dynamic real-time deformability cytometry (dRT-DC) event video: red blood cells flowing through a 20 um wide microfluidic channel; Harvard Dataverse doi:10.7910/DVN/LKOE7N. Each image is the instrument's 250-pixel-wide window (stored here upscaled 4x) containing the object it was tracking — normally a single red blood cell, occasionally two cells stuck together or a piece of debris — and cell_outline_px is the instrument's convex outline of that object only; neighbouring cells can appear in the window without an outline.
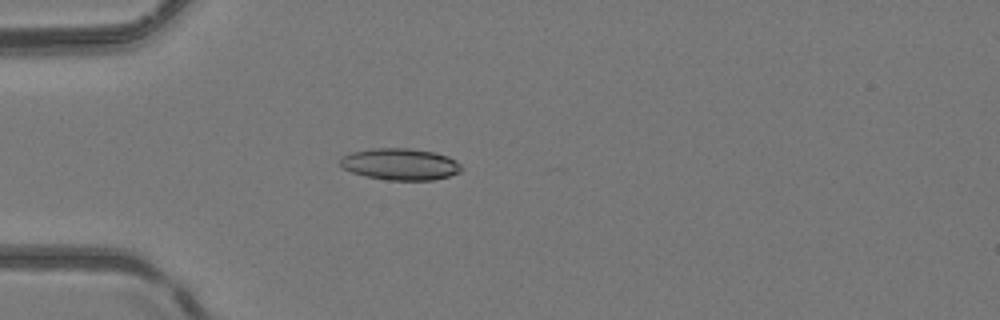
{"species": "common noctule bat (a hibernating species)", "species_latin": "Nyctalus noctula", "temperature_condition": "room temperature", "stored_images_in_passage": 50, "camera_frame_rate_fps": 3000, "um_per_image_px": 0.085, "animal": {"sex": "female", "body_mass_g": 24.6, "forearm_length_mm": 56.2}, "frame": {"image": 1, "passage_image": 15, "time_ms": 4.667, "image_size_px": [1000, 320], "cell_outline_px": [[464, 168], [460, 172], [448, 176], [432, 180], [388, 180], [364, 176], [352, 172], [344, 168], [340, 164], [340, 156], [352, 152], [376, 148], [408, 148], [436, 152], [448, 156], [456, 160]], "centroid_in_image_um": [34.04, 13.95], "position_along_channel_um": 51.0, "area_um2": 22.48}}
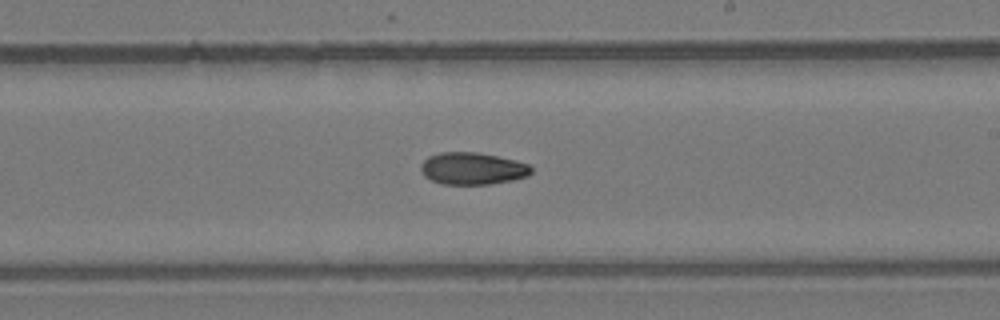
{"frame": {"image": 2, "passage_image": 30, "time_ms": 9.667, "image_size_px": [1000, 320], "cell_outline_px": [[532, 172], [528, 176], [512, 180], [492, 184], [440, 184], [424, 176], [420, 168], [420, 164], [428, 156], [440, 152], [476, 152], [496, 156], [528, 164], [532, 168]], "centroid_in_image_um": [40.13, 14.33], "position_along_channel_um": 248.9, "area_um2": 20.63}}
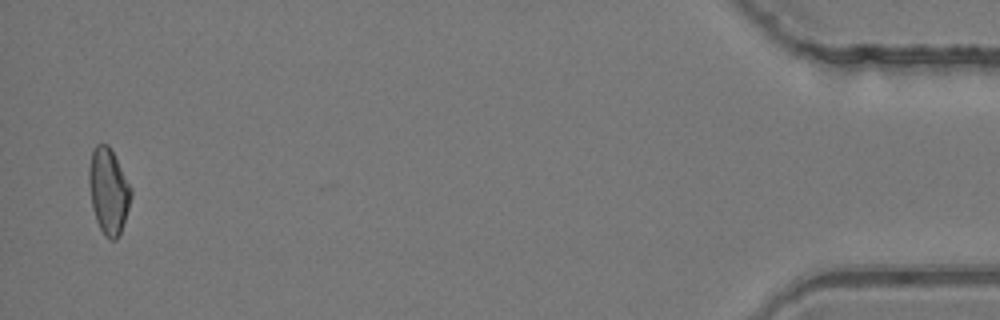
{"frame": {"image": 3, "passage_image": 49, "time_ms": 16.0, "image_size_px": [1000, 320], "cell_outline_px": [[132, 196], [120, 236], [116, 240], [108, 240], [104, 236], [96, 220], [92, 208], [88, 184], [88, 168], [92, 152], [96, 144], [108, 144], [132, 188]], "centroid_in_image_um": [9.21, 16.28], "position_along_channel_um": 426.0, "area_um2": 21.21}, "authors_computed_cell_mechanics": {"area_um2": 21.1259, "velocity_mm_per_s": 4.2339, "shape_relaxation_time_tau1_ms": null, "shape_relaxation_time_tau2_ms": 7.3142, "deformation_change_tau1": null, "deformation_change_tau2": 0.1334}}